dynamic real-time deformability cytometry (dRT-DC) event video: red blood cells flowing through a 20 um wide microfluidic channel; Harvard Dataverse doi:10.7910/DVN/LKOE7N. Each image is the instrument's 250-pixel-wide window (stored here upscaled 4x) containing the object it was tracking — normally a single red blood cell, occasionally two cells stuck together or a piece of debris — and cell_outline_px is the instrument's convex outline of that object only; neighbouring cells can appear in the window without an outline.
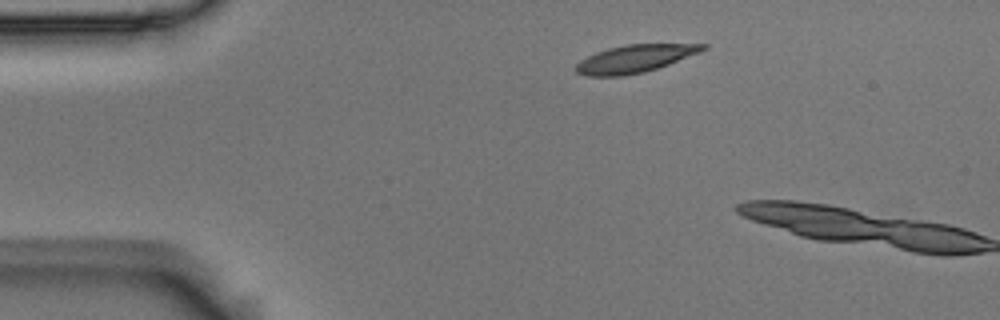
{"species": "Egyptian fruit bat (a non-hibernating species)", "species_latin": "Rousettus aegyptiacus", "temperature_condition": "room temperature", "stored_images_in_passage": 3, "camera_frame_rate_fps": 3000, "um_per_image_px": 0.085, "animal": {"sex": "male"}, "frame": {"image": 1, "passage_image": 2, "time_ms": 0.333, "image_size_px": [1000, 320], "cell_outline_px": [[708, 48], [700, 52], [668, 64], [644, 72], [624, 76], [588, 76], [576, 72], [572, 68], [580, 60], [596, 52], [608, 48], [624, 44], [708, 44]], "centroid_in_image_um": [53.92, 4.99], "position_along_channel_um": 31.1, "area_um2": 20.46}}